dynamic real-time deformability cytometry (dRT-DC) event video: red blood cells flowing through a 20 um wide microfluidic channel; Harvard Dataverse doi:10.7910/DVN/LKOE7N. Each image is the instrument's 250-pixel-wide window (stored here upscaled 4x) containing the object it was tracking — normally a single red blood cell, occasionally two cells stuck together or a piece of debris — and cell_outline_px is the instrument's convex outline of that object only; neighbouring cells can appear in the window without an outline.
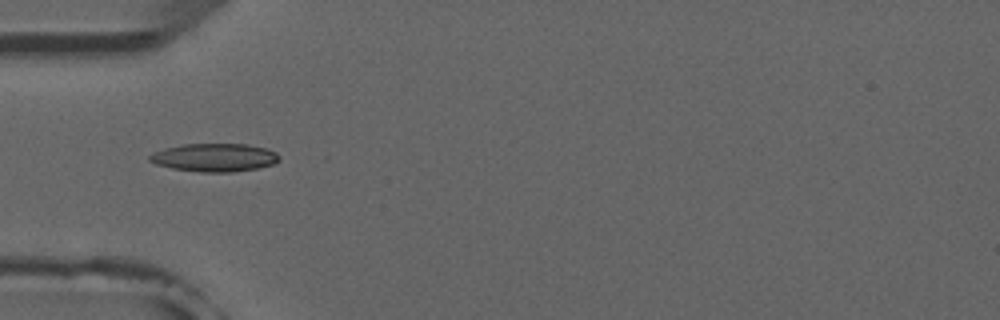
{"species": "common noctule bat (a hibernating species)", "species_latin": "Nyctalus noctula", "temperature_condition": "room temperature", "stored_images_in_passage": 7, "camera_frame_rate_fps": 3000, "um_per_image_px": 0.085, "animal": {"sex": "male", "forearm_length_mm": 52.5}, "frame": {"image": 1, "passage_image": 4, "time_ms": 4.333, "image_size_px": [1000, 320], "cell_outline_px": [[280, 160], [272, 164], [256, 168], [232, 172], [200, 172], [172, 168], [156, 164], [148, 160], [148, 156], [152, 152], [164, 148], [184, 144], [248, 144], [268, 148], [276, 152], [280, 156]], "centroid_in_image_um": [18.23, 13.38], "position_along_channel_um": 66.8, "area_um2": 21.39}}
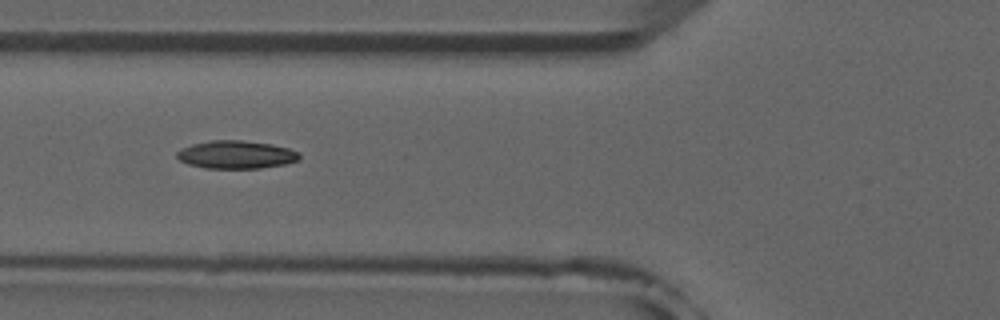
{"frame": {"image": 2, "passage_image": 5, "time_ms": 5.333, "image_size_px": [1000, 320], "cell_outline_px": [[300, 156], [296, 160], [284, 164], [260, 168], [204, 168], [188, 164], [180, 160], [176, 156], [176, 152], [180, 148], [192, 144], [212, 140], [240, 140], [272, 144], [288, 148], [300, 152]], "centroid_in_image_um": [20.04, 13.14], "position_along_channel_um": 105.8, "area_um2": 19.94}}
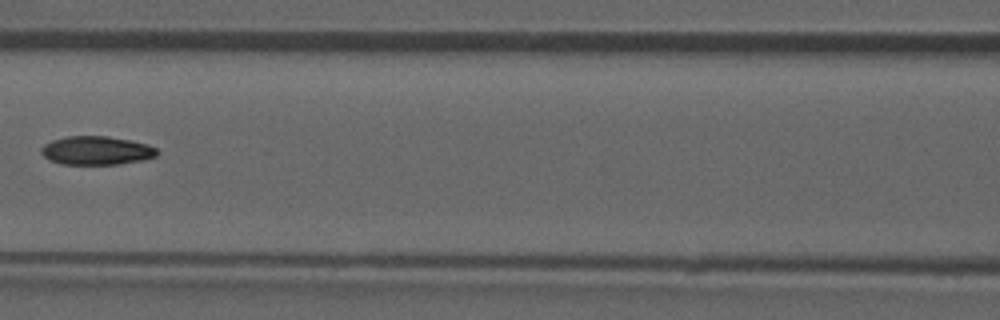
{"frame": {"image": 3, "passage_image": 6, "time_ms": 6.667, "image_size_px": [1000, 320], "cell_outline_px": [[160, 152], [156, 156], [140, 160], [116, 164], [60, 164], [48, 160], [40, 152], [40, 148], [44, 144], [52, 140], [68, 136], [108, 136], [148, 144], [156, 148]], "centroid_in_image_um": [8.16, 12.79], "position_along_channel_um": 158.4, "area_um2": 19.31}}